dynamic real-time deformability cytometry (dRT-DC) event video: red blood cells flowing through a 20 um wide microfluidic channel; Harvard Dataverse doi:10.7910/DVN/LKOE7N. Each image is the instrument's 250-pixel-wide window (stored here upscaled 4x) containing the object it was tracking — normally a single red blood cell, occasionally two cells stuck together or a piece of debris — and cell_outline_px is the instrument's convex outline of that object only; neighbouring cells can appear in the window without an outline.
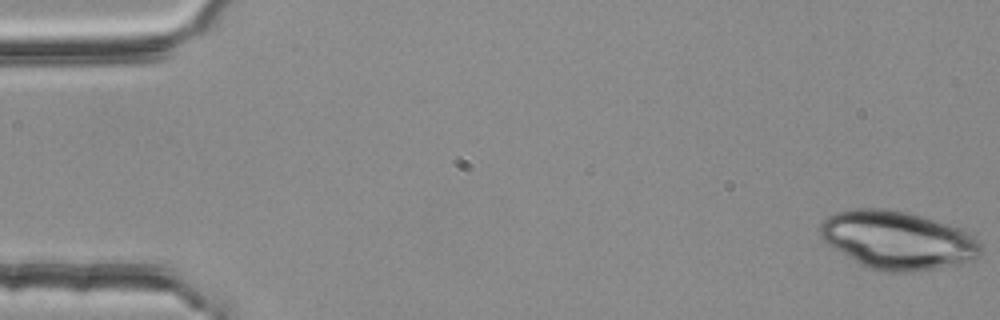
{"species": "common noctule bat (a hibernating species)", "species_latin": "Nyctalus noctula", "temperature_condition": "room temperature", "stored_images_in_passage": 11, "camera_frame_rate_fps": 3000, "um_per_image_px": 0.085, "animal": {"sex": "female", "body_mass_g": 25.1}, "frame": {"image": 1, "passage_image": 1, "time_ms": 0.0, "image_size_px": [1000, 320], "cell_outline_px": [[980, 256], [972, 260], [936, 268], [908, 272], [880, 272], [848, 256], [828, 244], [820, 236], [820, 224], [828, 216], [836, 212], [852, 208], [884, 208], [908, 212], [960, 228], [972, 232], [980, 240]], "centroid_in_image_um": [76.32, 20.39], "position_along_channel_um": 8.7, "area_um2": 54.16}}